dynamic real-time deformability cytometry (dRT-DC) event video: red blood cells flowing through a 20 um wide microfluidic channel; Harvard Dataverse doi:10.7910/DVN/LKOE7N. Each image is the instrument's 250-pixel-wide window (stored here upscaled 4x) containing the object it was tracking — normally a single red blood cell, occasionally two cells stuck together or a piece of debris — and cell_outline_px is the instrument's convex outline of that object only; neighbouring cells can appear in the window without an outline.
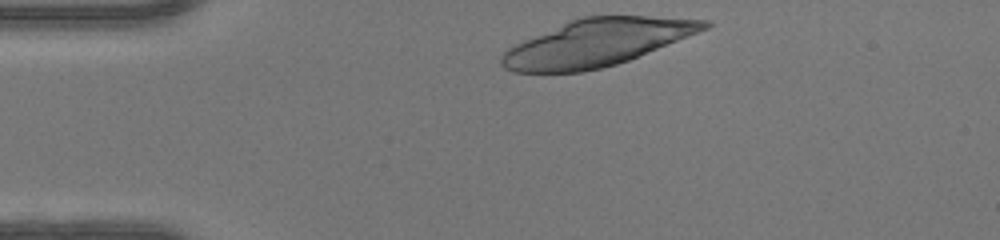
{"species": "human", "species_latin": "Homo sapiens", "temperature_condition": "warm", "stored_images_in_passage": 12, "camera_frame_rate_fps": 3000, "um_per_image_px": 0.085, "donor": {"sex": "female"}, "frame": {"image": 1, "passage_image": 1, "time_ms": 0.0, "image_size_px": [1000, 240], "cell_outline_px": [[712, 24], [708, 28], [628, 60], [616, 64], [600, 68], [580, 72], [512, 72], [504, 68], [500, 64], [500, 56], [508, 48], [524, 40], [568, 20], [584, 16], [648, 16], [708, 20]], "centroid_in_image_um": [50.69, 3.63], "position_along_channel_um": 34.3, "area_um2": 55.08}}